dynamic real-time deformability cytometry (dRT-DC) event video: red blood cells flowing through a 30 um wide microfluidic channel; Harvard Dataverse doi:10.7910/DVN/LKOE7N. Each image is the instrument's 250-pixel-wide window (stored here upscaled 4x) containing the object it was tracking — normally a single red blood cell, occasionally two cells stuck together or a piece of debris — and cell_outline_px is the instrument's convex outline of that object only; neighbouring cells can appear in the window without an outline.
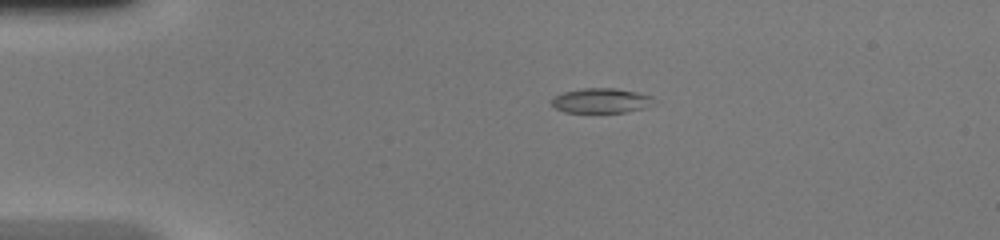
{"species": "common noctule bat (a hibernating species)", "species_latin": "Nyctalus noctula", "temperature_condition": "warm", "stored_images_in_passage": 39, "camera_frame_rate_fps": 3000, "um_per_image_px": 0.085, "animal": {"sex": "female", "body_mass_g": 20.0, "forearm_length_mm": 54.0}, "frame": {"image": 1, "passage_image": 1, "time_ms": 0.0, "image_size_px": [1000, 240], "cell_outline_px": [[656, 104], [644, 108], [624, 112], [564, 112], [556, 108], [552, 104], [552, 96], [564, 92], [584, 88], [616, 88], [640, 92], [652, 96]], "centroid_in_image_um": [51.14, 8.54], "position_along_channel_um": 33.9, "area_um2": 14.91}}
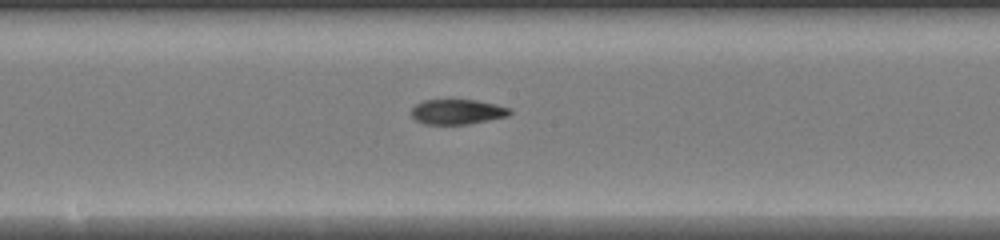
{"frame": {"image": 2, "passage_image": 17, "time_ms": 5.333, "image_size_px": [1000, 240], "cell_outline_px": [[512, 112], [508, 116], [468, 124], [424, 124], [416, 120], [412, 116], [412, 108], [416, 104], [424, 100], [476, 100], [496, 104], [512, 108]], "centroid_in_image_um": [38.9, 9.5], "position_along_channel_um": 209.3, "area_um2": 14.33}}
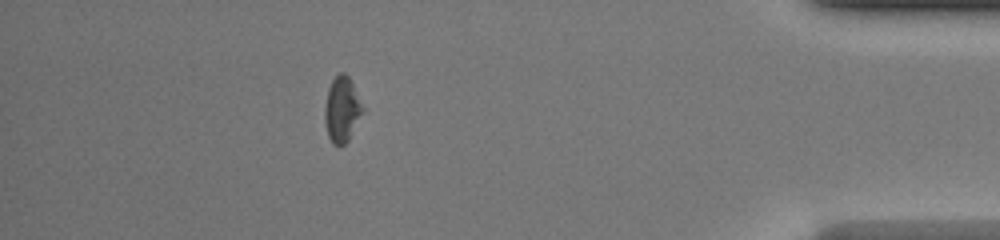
{"frame": {"image": 3, "passage_image": 34, "time_ms": 11.0, "image_size_px": [1000, 240], "cell_outline_px": [[364, 108], [348, 140], [340, 148], [332, 144], [328, 136], [324, 120], [324, 108], [328, 88], [332, 80], [340, 72], [344, 72], [348, 76]], "centroid_in_image_um": [29.03, 9.33], "position_along_channel_um": 406.2, "area_um2": 14.33}, "authors_computed_cell_mechanics": {"area_um2": 14.6234, "velocity_mm_per_s": 4.2727, "shape_relaxation_time_tau1_ms": null, "shape_relaxation_time_tau2_ms": 7.121, "deformation_change_tau1": null, "deformation_change_tau2": 0.1698}}